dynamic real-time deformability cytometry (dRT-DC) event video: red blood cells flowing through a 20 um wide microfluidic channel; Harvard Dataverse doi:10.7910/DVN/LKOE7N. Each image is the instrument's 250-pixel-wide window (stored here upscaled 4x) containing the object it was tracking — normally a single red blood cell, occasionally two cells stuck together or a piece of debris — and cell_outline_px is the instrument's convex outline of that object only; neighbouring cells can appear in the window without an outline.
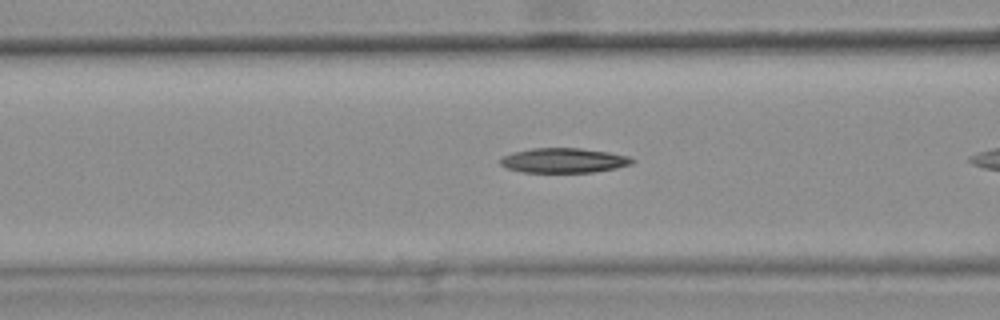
{"species": "common noctule bat (a hibernating species)", "species_latin": "Nyctalus noctula", "temperature_condition": "warm", "stored_images_in_passage": 7, "camera_frame_rate_fps": 3000, "um_per_image_px": 0.085, "animal": {"sex": "female", "body_mass_g": 25.1}, "frame": {"image": 1, "passage_image": 6, "time_ms": 1.667, "image_size_px": [1000, 320], "cell_outline_px": [[636, 160], [632, 164], [616, 168], [592, 172], [520, 172], [508, 168], [500, 164], [500, 160], [504, 156], [512, 152], [532, 148], [580, 148], [608, 152], [628, 156]], "centroid_in_image_um": [47.92, 13.63], "position_along_channel_um": 118.7, "area_um2": 18.96}}